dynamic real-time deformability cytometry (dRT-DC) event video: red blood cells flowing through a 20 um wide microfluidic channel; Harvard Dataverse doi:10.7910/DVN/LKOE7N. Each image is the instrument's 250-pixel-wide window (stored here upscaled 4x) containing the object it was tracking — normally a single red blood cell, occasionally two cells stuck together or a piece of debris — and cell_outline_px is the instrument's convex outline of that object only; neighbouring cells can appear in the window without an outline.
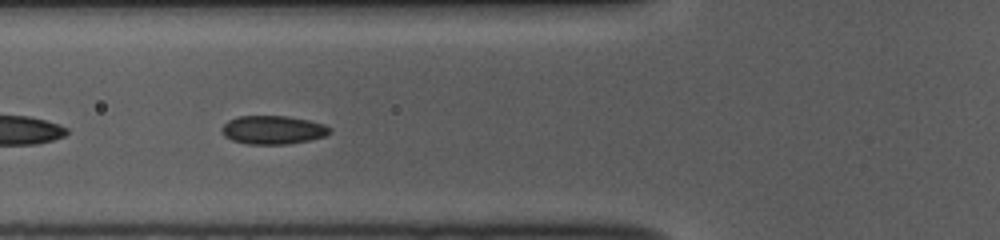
{"species": "common noctule bat (a hibernating species)", "species_latin": "Nyctalus noctula", "temperature_condition": "room temperature", "stored_images_in_passage": 52, "segment_of_instrument_passage": [2, 2], "camera_frame_rate_fps": 3000, "um_per_image_px": 0.085, "animal": {"sex": "female", "body_mass_g": 10.0, "forearm_length_mm": 53.1}, "frame": {"image": 1, "passage_image": 19, "time_ms": 6.0, "image_size_px": [1000, 240], "cell_outline_px": [[332, 132], [324, 136], [312, 140], [288, 144], [248, 144], [232, 140], [224, 136], [220, 132], [220, 128], [228, 120], [236, 116], [288, 116], [308, 120], [324, 124], [332, 128]], "centroid_in_image_um": [23.19, 11.04], "position_along_channel_um": 102.6, "area_um2": 18.21}}
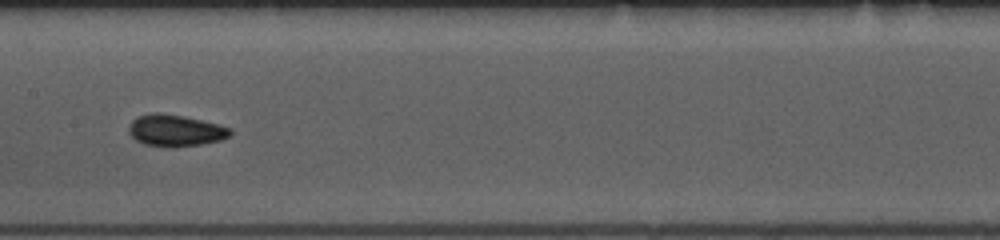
{"frame": {"image": 2, "passage_image": 26, "time_ms": 8.333, "image_size_px": [1000, 240], "cell_outline_px": [[232, 132], [228, 136], [220, 140], [200, 144], [172, 148], [144, 144], [136, 140], [128, 132], [128, 128], [132, 120], [140, 116], [152, 112], [160, 112], [184, 116], [232, 128]], "centroid_in_image_um": [14.88, 11.09], "position_along_channel_um": 192.5, "area_um2": 18.67}}
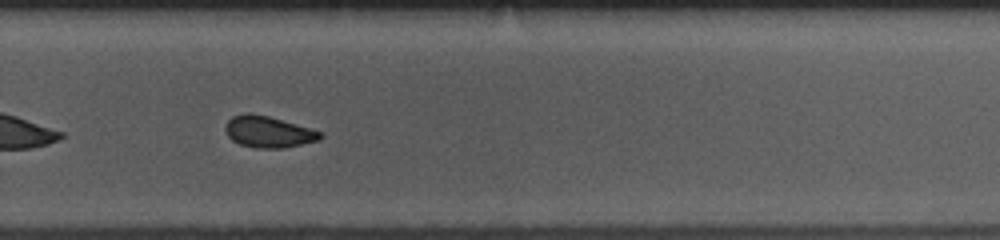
{"frame": {"image": 3, "passage_image": 35, "time_ms": 11.333, "image_size_px": [1000, 240], "cell_outline_px": [[324, 136], [320, 140], [284, 148], [256, 148], [240, 144], [232, 140], [228, 136], [224, 128], [228, 120], [232, 116], [244, 112], [248, 112], [268, 116], [312, 128], [320, 132]], "centroid_in_image_um": [22.81, 11.2], "position_along_channel_um": 307.0, "area_um2": 17.51}}